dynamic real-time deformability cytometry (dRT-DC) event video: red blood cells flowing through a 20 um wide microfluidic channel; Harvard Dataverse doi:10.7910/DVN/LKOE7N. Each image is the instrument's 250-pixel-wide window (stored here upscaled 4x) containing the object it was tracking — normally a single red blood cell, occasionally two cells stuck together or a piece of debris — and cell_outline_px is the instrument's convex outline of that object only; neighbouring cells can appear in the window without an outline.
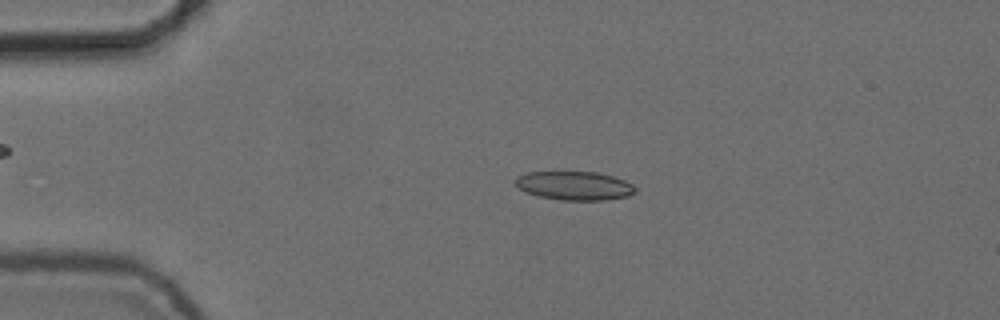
{"species": "common noctule bat (a hibernating species)", "species_latin": "Nyctalus noctula", "temperature_condition": "cold", "stored_images_in_passage": 48, "camera_frame_rate_fps": 3000, "um_per_image_px": 0.085, "animal": {"sex": "female", "body_mass_g": 24.6, "forearm_length_mm": 56.2}, "frame": {"image": 1, "passage_image": 5, "time_ms": 1.333, "image_size_px": [1000, 320], "cell_outline_px": [[636, 192], [628, 196], [604, 200], [560, 200], [540, 196], [524, 192], [512, 184], [512, 180], [516, 176], [528, 172], [596, 172], [612, 176], [624, 180], [632, 184], [636, 188]], "centroid_in_image_um": [48.76, 15.78], "position_along_channel_um": 36.2, "area_um2": 20.29}}
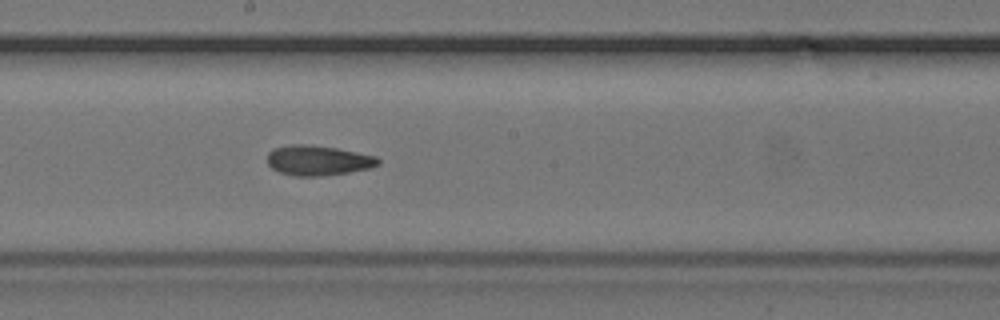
{"frame": {"image": 2, "passage_image": 23, "time_ms": 7.333, "image_size_px": [1000, 320], "cell_outline_px": [[380, 164], [372, 168], [348, 172], [320, 176], [296, 176], [280, 172], [272, 168], [268, 164], [268, 152], [272, 148], [292, 144], [304, 144], [336, 148], [376, 156], [380, 160]], "centroid_in_image_um": [27.03, 13.63], "position_along_channel_um": 221.2, "area_um2": 19.36}}
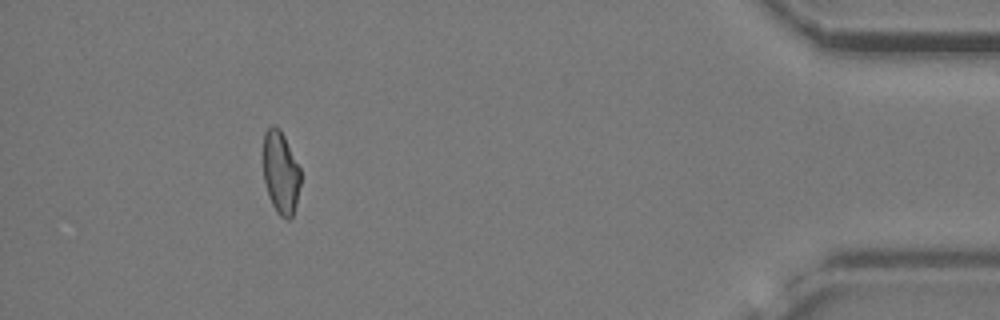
{"frame": {"image": 3, "passage_image": 43, "time_ms": 14.0, "image_size_px": [1000, 320], "cell_outline_px": [[300, 184], [296, 204], [292, 216], [288, 220], [280, 216], [276, 212], [268, 196], [264, 180], [264, 132], [272, 124], [276, 124], [280, 128], [300, 168]], "centroid_in_image_um": [23.85, 14.66], "position_along_channel_um": 411.3, "area_um2": 17.98}, "authors_computed_cell_mechanics": {"area_um2": 19.363, "velocity_mm_per_s": 3.7441, "shape_relaxation_time_tau1_ms": null, "shape_relaxation_time_tau2_ms": 4.0424, "deformation_change_tau1": null, "deformation_change_tau2": 0.104}}